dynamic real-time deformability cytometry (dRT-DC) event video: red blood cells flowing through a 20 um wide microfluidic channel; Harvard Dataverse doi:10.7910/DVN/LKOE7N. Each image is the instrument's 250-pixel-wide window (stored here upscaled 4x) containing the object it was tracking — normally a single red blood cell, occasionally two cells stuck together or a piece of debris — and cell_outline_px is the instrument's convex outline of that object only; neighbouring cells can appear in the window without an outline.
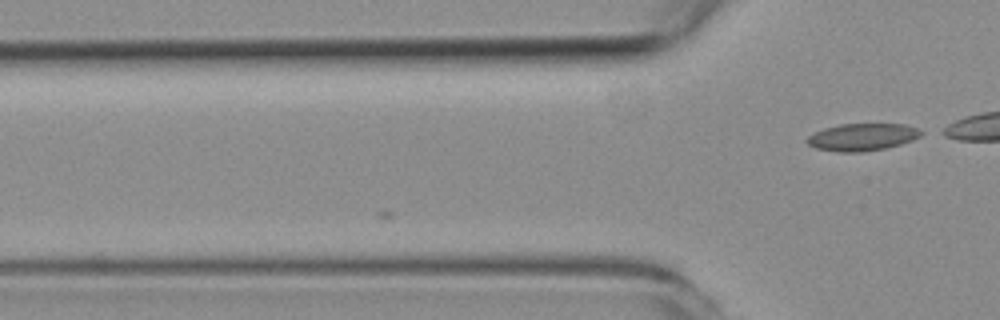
{"species": "common noctule bat (a hibernating species)", "species_latin": "Nyctalus noctula", "temperature_condition": "room temperature", "stored_images_in_passage": 13, "camera_frame_rate_fps": 3000, "um_per_image_px": 0.085, "animal": {"sex": "female", "body_mass_g": 19.3, "forearm_length_mm": 54.1}, "frame": {"image": 1, "passage_image": 13, "time_ms": 4.0, "image_size_px": [1000, 320], "cell_outline_px": [[928, 132], [912, 140], [900, 144], [884, 148], [864, 152], [836, 152], [816, 148], [808, 144], [804, 140], [808, 136], [824, 128], [840, 124], [904, 124], [920, 128]], "centroid_in_image_um": [73.33, 11.64], "position_along_channel_um": 52.5, "area_um2": 18.32}}